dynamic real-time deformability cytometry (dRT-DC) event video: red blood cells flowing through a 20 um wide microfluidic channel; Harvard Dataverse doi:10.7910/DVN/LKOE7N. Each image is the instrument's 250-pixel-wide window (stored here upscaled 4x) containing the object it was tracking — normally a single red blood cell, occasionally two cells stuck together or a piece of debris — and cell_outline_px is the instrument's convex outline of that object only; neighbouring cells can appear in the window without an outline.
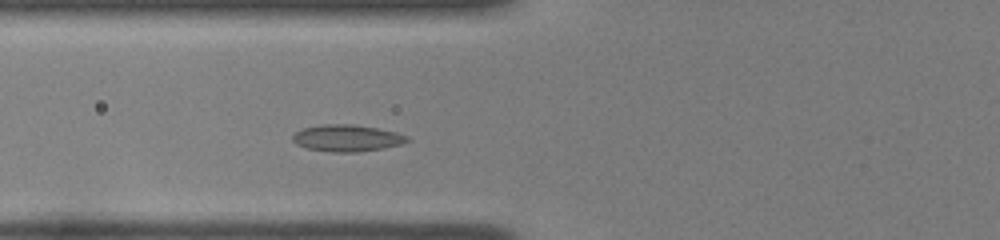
{"species": "common noctule bat (a hibernating species)", "species_latin": "Nyctalus noctula", "temperature_condition": "room temperature", "stored_images_in_passage": 34, "camera_frame_rate_fps": 3000, "um_per_image_px": 0.085, "animal": {"sex": "female", "body_mass_g": 22.0, "forearm_length_mm": 56.7}, "frame": {"image": 1, "passage_image": 4, "time_ms": 1.0, "image_size_px": [1000, 240], "cell_outline_px": [[412, 140], [400, 144], [384, 148], [360, 152], [332, 152], [308, 148], [296, 144], [292, 140], [292, 136], [300, 128], [324, 124], [352, 124], [376, 128], [396, 132], [408, 136]], "centroid_in_image_um": [29.49, 11.73], "position_along_channel_um": 96.3, "area_um2": 17.92}}
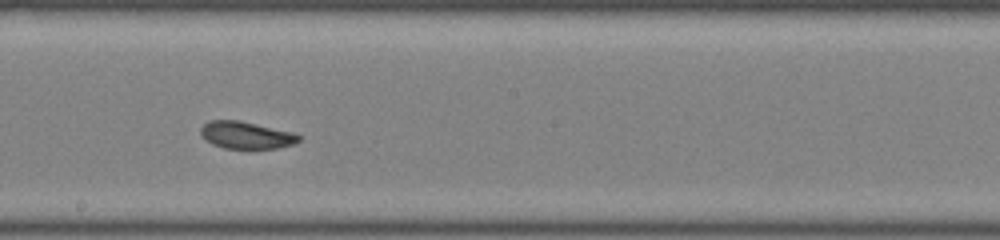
{"frame": {"image": 2, "passage_image": 14, "time_ms": 4.333, "image_size_px": [1000, 240], "cell_outline_px": [[300, 140], [292, 144], [276, 148], [224, 148], [212, 144], [200, 132], [200, 128], [208, 120], [240, 120], [292, 132], [300, 136]], "centroid_in_image_um": [20.91, 11.47], "position_along_channel_um": 227.3, "area_um2": 15.32}}
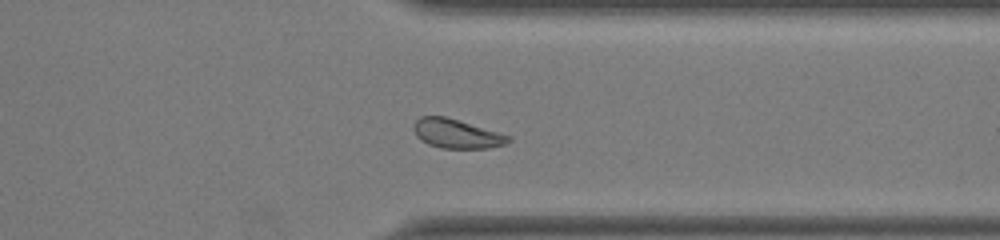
{"frame": {"image": 3, "passage_image": 25, "time_ms": 8.0, "image_size_px": [1000, 240], "cell_outline_px": [[512, 140], [504, 144], [488, 148], [440, 148], [428, 144], [416, 136], [412, 128], [412, 124], [420, 116], [444, 116], [512, 136]], "centroid_in_image_um": [38.78, 11.36], "position_along_channel_um": 372.6, "area_um2": 16.07}, "authors_computed_cell_mechanics": {"area_um2": 16.473, "velocity_mm_per_s": 3.9329, "shape_relaxation_time_tau1_ms": null, "shape_relaxation_time_tau2_ms": 1.5551, "deformation_change_tau1": null, "deformation_change_tau2": 0.0513}}